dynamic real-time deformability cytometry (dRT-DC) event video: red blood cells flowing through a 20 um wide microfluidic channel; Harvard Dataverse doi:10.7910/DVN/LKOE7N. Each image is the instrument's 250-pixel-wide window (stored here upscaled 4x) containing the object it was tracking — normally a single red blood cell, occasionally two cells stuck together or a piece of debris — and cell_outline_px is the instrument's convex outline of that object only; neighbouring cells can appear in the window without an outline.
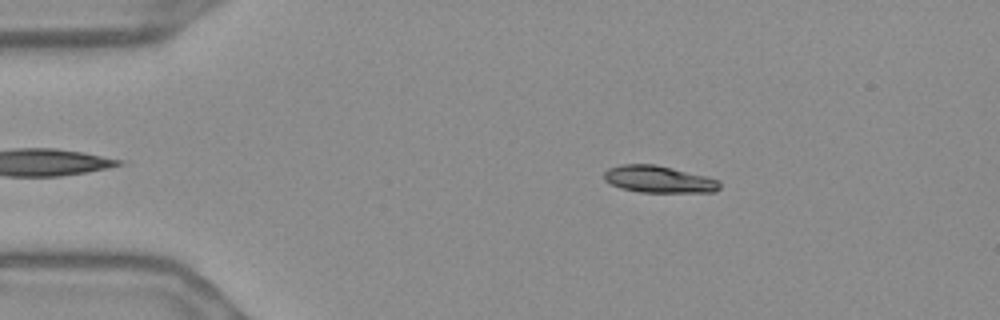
{"species": "Egyptian fruit bat (a non-hibernating species)", "species_latin": "Rousettus aegyptiacus", "temperature_condition": "warm", "stored_images_in_passage": 45, "camera_frame_rate_fps": 3000, "um_per_image_px": 0.085, "frame": {"image": 1, "passage_image": 8, "time_ms": 2.333, "image_size_px": [1000, 320], "cell_outline_px": [[720, 188], [716, 192], [640, 192], [620, 188], [604, 180], [604, 172], [608, 168], [620, 164], [656, 164], [708, 176], [720, 180]], "centroid_in_image_um": [56.01, 15.23], "position_along_channel_um": 29.0, "area_um2": 18.38}}
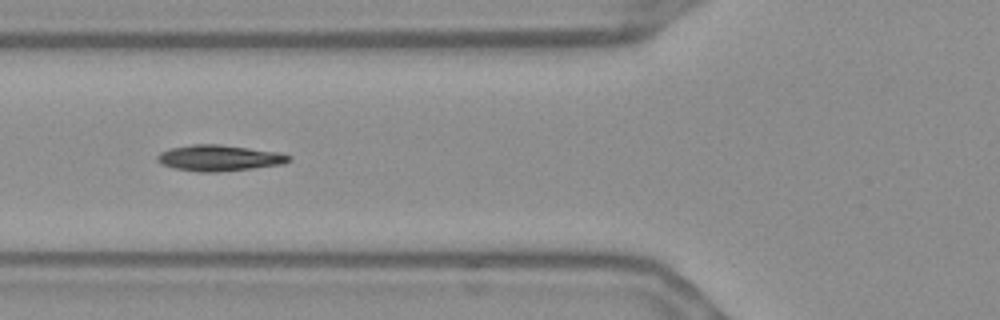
{"frame": {"image": 2, "passage_image": 19, "time_ms": 6.0, "image_size_px": [1000, 320], "cell_outline_px": [[292, 160], [284, 164], [252, 168], [216, 172], [200, 172], [176, 168], [160, 164], [156, 160], [156, 156], [160, 152], [168, 148], [192, 144], [220, 144], [280, 152], [292, 156]], "centroid_in_image_um": [18.63, 13.42], "position_along_channel_um": 107.2, "area_um2": 20.11}}
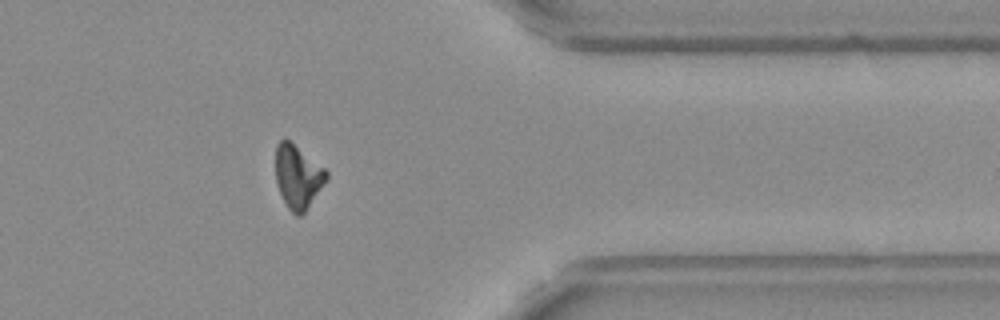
{"frame": {"image": 3, "passage_image": 43, "time_ms": 14.0, "image_size_px": [1000, 320], "cell_outline_px": [[328, 180], [304, 212], [300, 216], [296, 216], [288, 208], [276, 184], [276, 144], [280, 140], [288, 140], [324, 168], [328, 172]], "centroid_in_image_um": [25.32, 15.04], "position_along_channel_um": 386.1, "area_um2": 18.5}, "authors_computed_cell_mechanics": {"area_um2": 19.2474, "velocity_mm_per_s": 3.6771, "shape_relaxation_time_tau1_ms": 6.3279, "shape_relaxation_time_tau2_ms": 4.3756, "deformation_change_tau1": 0.1883, "deformation_change_tau2": 0.0705}}